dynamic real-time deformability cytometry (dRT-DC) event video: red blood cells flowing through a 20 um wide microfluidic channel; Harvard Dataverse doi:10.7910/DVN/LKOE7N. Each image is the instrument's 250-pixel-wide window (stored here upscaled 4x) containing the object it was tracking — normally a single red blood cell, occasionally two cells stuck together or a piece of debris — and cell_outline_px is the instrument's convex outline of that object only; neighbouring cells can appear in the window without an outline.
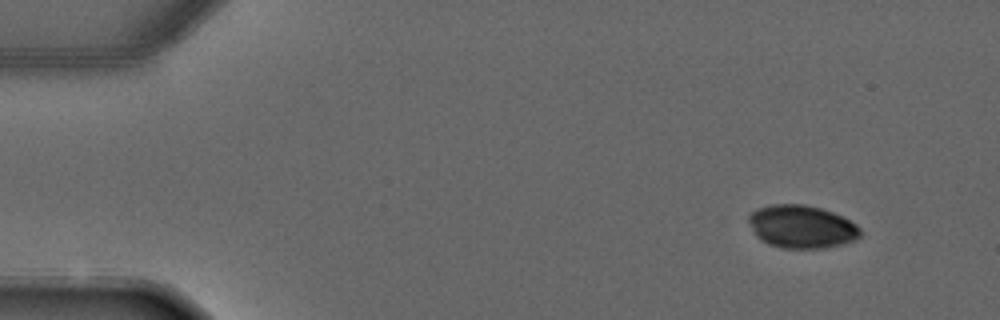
{"species": "common noctule bat (a hibernating species)", "species_latin": "Nyctalus noctula", "temperature_condition": "warm", "stored_images_in_passage": 4, "camera_frame_rate_fps": 3000, "um_per_image_px": 0.085, "animal": {"sex": "male", "forearm_length_mm": 52.5}, "frame": {"image": 1, "passage_image": 1, "time_ms": 0.0, "image_size_px": [1000, 320], "cell_outline_px": [[864, 232], [856, 240], [844, 244], [824, 248], [780, 248], [768, 244], [760, 240], [756, 236], [748, 220], [748, 216], [756, 208], [772, 204], [804, 204], [820, 208], [832, 212], [856, 224]], "centroid_in_image_um": [68.14, 19.28], "position_along_channel_um": 16.9, "area_um2": 28.15}}
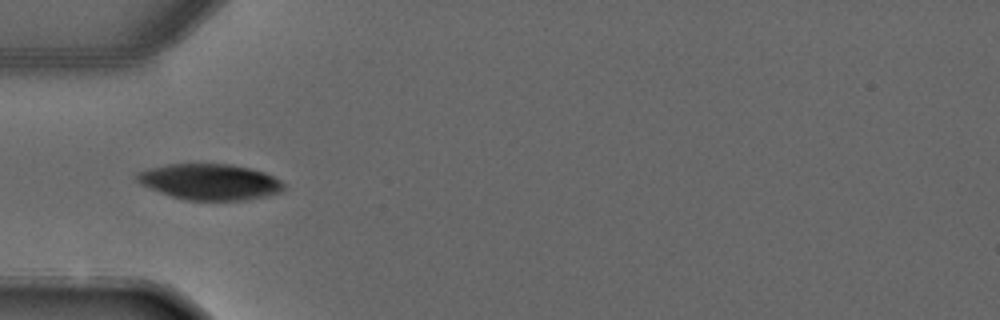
{"frame": {"image": 2, "passage_image": 3, "time_ms": 3.333, "image_size_px": [1000, 320], "cell_outline_px": [[284, 188], [280, 192], [264, 196], [244, 200], [188, 200], [172, 196], [160, 192], [140, 184], [136, 180], [136, 172], [148, 168], [168, 164], [228, 164], [248, 168], [264, 172], [280, 180], [284, 184]], "centroid_in_image_um": [17.8, 15.45], "position_along_channel_um": 67.2, "area_um2": 30.52}}